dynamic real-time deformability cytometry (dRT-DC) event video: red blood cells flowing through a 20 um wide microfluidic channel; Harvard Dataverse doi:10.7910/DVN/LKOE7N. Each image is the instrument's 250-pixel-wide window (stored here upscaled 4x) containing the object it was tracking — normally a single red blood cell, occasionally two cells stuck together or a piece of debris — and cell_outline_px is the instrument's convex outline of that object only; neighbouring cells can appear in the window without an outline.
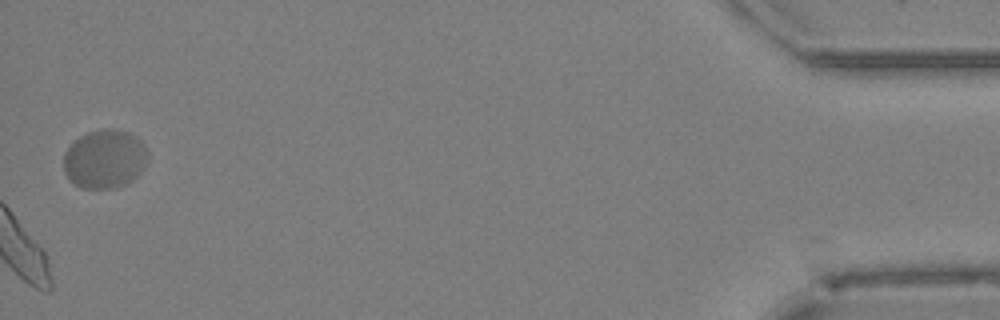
{"species": "Egyptian fruit bat (a non-hibernating species)", "species_latin": "Rousettus aegyptiacus", "temperature_condition": "cold", "stored_images_in_passage": 45, "camera_frame_rate_fps": 3000, "um_per_image_px": 0.085, "animal": {"sex": "female"}, "frame": {"image": 1, "passage_image": 45, "time_ms": 14.667, "image_size_px": [1000, 320], "cell_outline_px": [[148, 160], [144, 168], [132, 180], [116, 188], [80, 188], [64, 172], [64, 152], [80, 136], [88, 132], [104, 128], [112, 128], [128, 132], [136, 136], [144, 144], [148, 152]], "centroid_in_image_um": [8.93, 13.5], "position_along_channel_um": 426.3, "area_um2": 28.84}}